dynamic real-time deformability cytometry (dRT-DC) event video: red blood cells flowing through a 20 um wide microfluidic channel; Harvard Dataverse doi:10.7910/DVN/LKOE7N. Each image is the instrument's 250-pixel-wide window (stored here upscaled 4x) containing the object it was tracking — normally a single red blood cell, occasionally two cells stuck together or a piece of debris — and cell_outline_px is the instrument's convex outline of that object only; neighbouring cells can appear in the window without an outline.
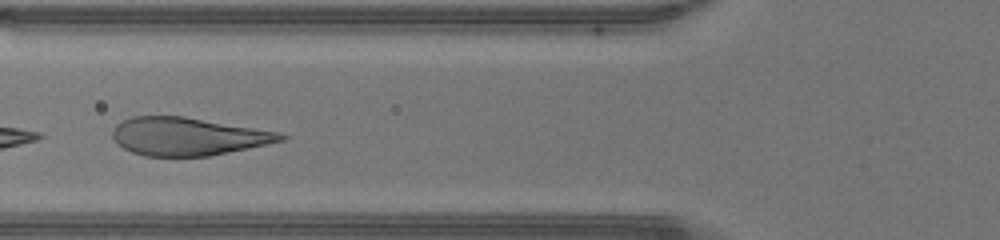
{"species": "human", "species_latin": "Homo sapiens", "temperature_condition": "warm", "stored_images_in_passage": 27, "camera_frame_rate_fps": 3000, "um_per_image_px": 0.085, "donor": {"sex": "male"}, "frame": {"image": 1, "passage_image": 6, "time_ms": 1.667, "image_size_px": [1000, 240], "cell_outline_px": [[288, 136], [284, 140], [208, 156], [144, 156], [132, 152], [116, 144], [112, 136], [112, 128], [116, 124], [132, 116], [184, 116], [276, 132]], "centroid_in_image_um": [15.87, 11.59], "position_along_channel_um": 109.9, "area_um2": 36.76}}
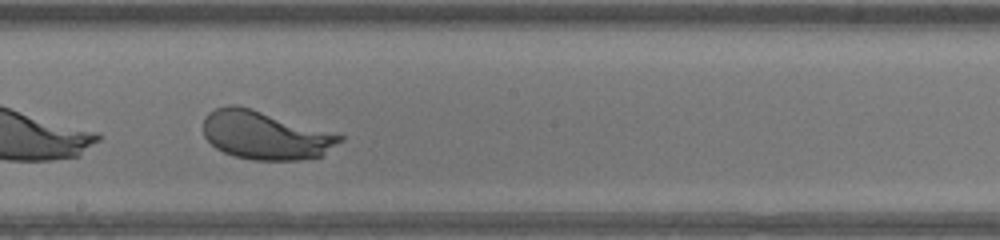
{"frame": {"image": 2, "passage_image": 14, "time_ms": 4.333, "image_size_px": [1000, 240], "cell_outline_px": [[344, 140], [320, 156], [296, 160], [252, 160], [236, 156], [224, 152], [216, 148], [204, 136], [204, 116], [208, 112], [216, 108], [228, 104], [236, 104], [252, 108], [344, 136]], "centroid_in_image_um": [22.52, 11.48], "position_along_channel_um": 225.7, "area_um2": 38.32}}
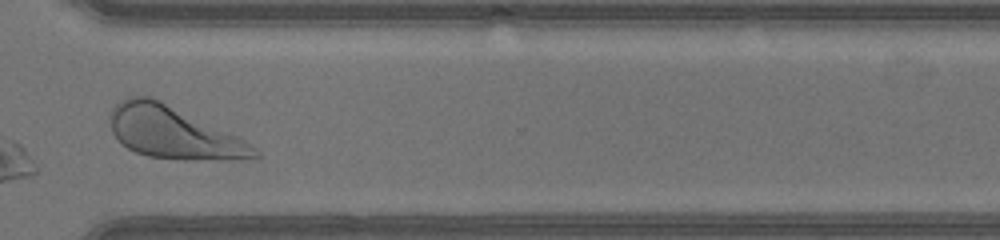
{"frame": {"image": 3, "passage_image": 23, "time_ms": 7.333, "image_size_px": [1000, 240], "cell_outline_px": [[260, 156], [192, 160], [188, 160], [148, 156], [136, 152], [120, 144], [112, 132], [108, 116], [112, 108], [120, 100], [128, 96], [152, 96], [240, 136], [260, 152]], "centroid_in_image_um": [14.67, 11.23], "position_along_channel_um": 355.9, "area_um2": 43.81}, "authors_computed_cell_mechanics": {"area_um2": 39.2462, "velocity_mm_per_s": 4.3384, "shape_relaxation_time_tau1_ms": 1.3147, "shape_relaxation_time_tau2_ms": null, "deformation_change_tau1": 0.1313, "deformation_change_tau2": null}}